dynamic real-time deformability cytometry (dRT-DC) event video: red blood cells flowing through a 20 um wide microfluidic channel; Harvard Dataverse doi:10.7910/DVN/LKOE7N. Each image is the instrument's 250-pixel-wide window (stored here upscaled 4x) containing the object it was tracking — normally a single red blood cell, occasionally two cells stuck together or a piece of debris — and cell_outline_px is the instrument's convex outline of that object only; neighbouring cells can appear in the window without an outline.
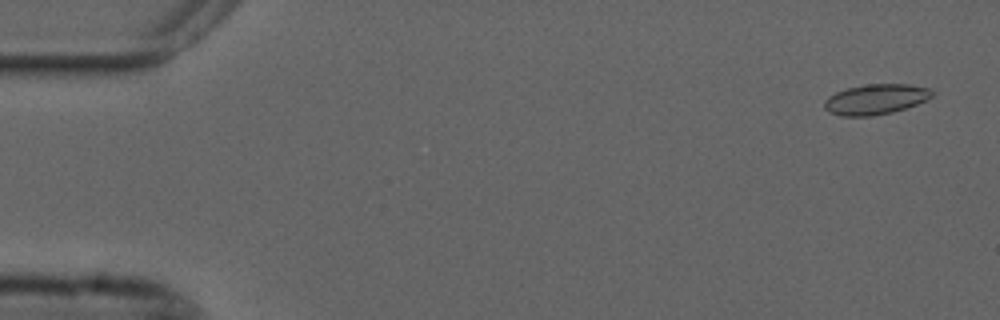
{"species": "common noctule bat (a hibernating species)", "species_latin": "Nyctalus noctula", "temperature_condition": "cold", "stored_images_in_passage": 7, "camera_frame_rate_fps": 3000, "um_per_image_px": 0.085, "animal": {"sex": "male", "forearm_length_mm": 52.5}, "frame": {"image": 1, "passage_image": 3, "time_ms": 0.667, "image_size_px": [1000, 320], "cell_outline_px": [[936, 92], [932, 96], [916, 104], [892, 112], [872, 116], [840, 116], [828, 112], [824, 108], [824, 100], [828, 96], [836, 92], [848, 88], [868, 84], [908, 84], [928, 88]], "centroid_in_image_um": [74.4, 8.44], "position_along_channel_um": 10.6, "area_um2": 18.96}}